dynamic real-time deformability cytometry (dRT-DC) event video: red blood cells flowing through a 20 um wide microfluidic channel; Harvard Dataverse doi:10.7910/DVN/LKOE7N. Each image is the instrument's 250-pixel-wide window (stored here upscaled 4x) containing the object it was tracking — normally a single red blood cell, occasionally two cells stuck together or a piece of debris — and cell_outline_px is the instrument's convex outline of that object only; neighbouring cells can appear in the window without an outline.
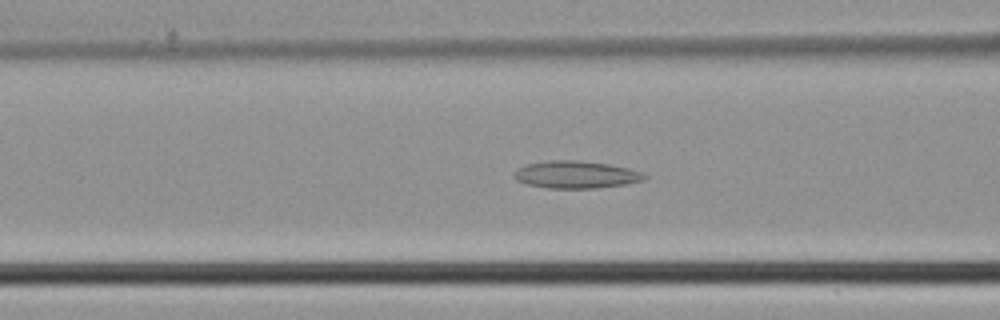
{"species": "common noctule bat (a hibernating species)", "species_latin": "Nyctalus noctula", "temperature_condition": "cold", "stored_images_in_passage": 45, "camera_frame_rate_fps": 3000, "um_per_image_px": 0.085, "animal": {"sex": "male", "body_mass_g": 21.5, "forearm_length_mm": 52.0}, "frame": {"image": 1, "passage_image": 18, "time_ms": 5.667, "image_size_px": [1000, 320], "cell_outline_px": [[648, 176], [644, 180], [628, 184], [596, 188], [548, 188], [528, 184], [516, 180], [512, 176], [520, 168], [528, 164], [548, 160], [580, 160], [608, 164], [628, 168], [640, 172]], "centroid_in_image_um": [48.99, 14.84], "position_along_channel_um": 117.6, "area_um2": 20.69}}
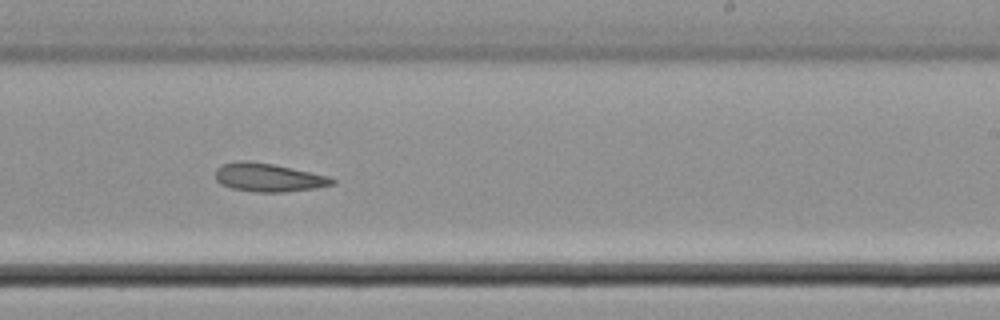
{"frame": {"image": 2, "passage_image": 28, "time_ms": 9.0, "image_size_px": [1000, 320], "cell_outline_px": [[336, 184], [316, 188], [284, 192], [256, 192], [232, 188], [220, 184], [216, 180], [216, 168], [224, 164], [240, 160], [248, 160], [272, 164], [328, 176], [336, 180]], "centroid_in_image_um": [22.82, 15.09], "position_along_channel_um": 266.2, "area_um2": 19.25}}
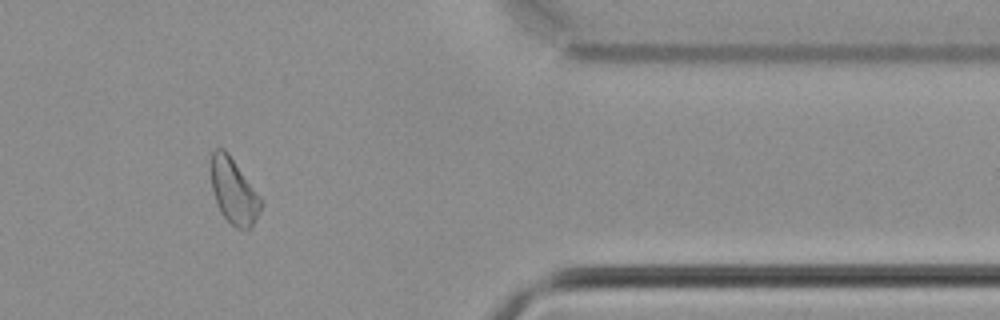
{"frame": {"image": 3, "passage_image": 38, "time_ms": 12.333, "image_size_px": [1000, 320], "cell_outline_px": [[264, 204], [252, 228], [248, 232], [244, 232], [236, 228], [224, 216], [216, 200], [212, 188], [212, 152], [216, 148], [224, 148], [228, 152], [264, 200]], "centroid_in_image_um": [19.95, 16.3], "position_along_channel_um": 391.5, "area_um2": 19.25}}